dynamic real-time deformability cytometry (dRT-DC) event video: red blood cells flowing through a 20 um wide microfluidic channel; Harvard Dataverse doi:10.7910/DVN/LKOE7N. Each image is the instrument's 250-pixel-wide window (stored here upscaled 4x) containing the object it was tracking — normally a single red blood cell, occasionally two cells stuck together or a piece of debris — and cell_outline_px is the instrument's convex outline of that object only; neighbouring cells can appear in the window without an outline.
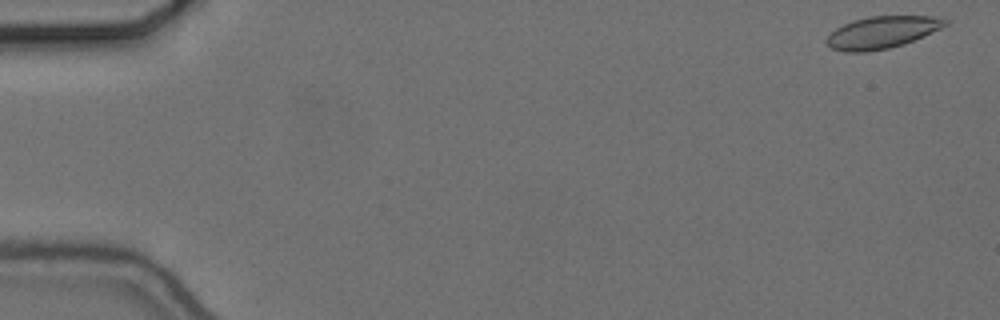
{"species": "common noctule bat (a hibernating species)", "species_latin": "Nyctalus noctula", "temperature_condition": "cold", "stored_images_in_passage": 8, "camera_frame_rate_fps": 3000, "um_per_image_px": 0.085, "animal": {"sex": "female", "body_mass_g": 24.6, "forearm_length_mm": 56.2}, "frame": {"image": 1, "passage_image": 1, "time_ms": 0.0, "image_size_px": [1000, 320], "cell_outline_px": [[948, 24], [924, 36], [904, 44], [888, 48], [864, 52], [844, 52], [832, 48], [824, 40], [836, 28], [852, 20], [868, 16], [932, 16], [948, 20]], "centroid_in_image_um": [74.95, 2.75], "position_along_channel_um": 10.0, "area_um2": 22.08}}